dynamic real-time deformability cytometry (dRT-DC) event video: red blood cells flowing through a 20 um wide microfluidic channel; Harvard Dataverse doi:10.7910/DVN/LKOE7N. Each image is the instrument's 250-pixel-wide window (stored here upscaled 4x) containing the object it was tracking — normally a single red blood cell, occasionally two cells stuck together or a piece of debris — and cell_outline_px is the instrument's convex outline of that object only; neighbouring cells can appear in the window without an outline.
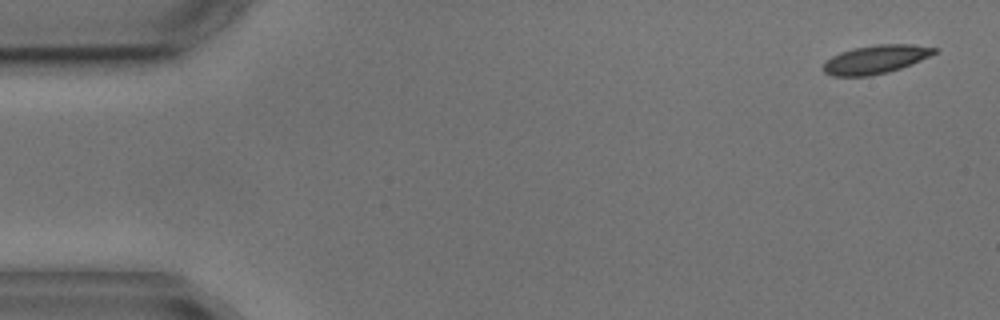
{"species": "common noctule bat (a hibernating species)", "species_latin": "Nyctalus noctula", "temperature_condition": "cold", "stored_images_in_passage": 8, "camera_frame_rate_fps": 3000, "um_per_image_px": 0.085, "animal": {"sex": "male", "body_mass_g": 17.9, "forearm_length_mm": 54.2}, "frame": {"image": 1, "passage_image": 1, "time_ms": 0.0, "image_size_px": [1000, 320], "cell_outline_px": [[940, 48], [936, 52], [912, 64], [888, 72], [868, 76], [832, 76], [824, 72], [824, 64], [832, 56], [840, 52], [852, 48], [876, 44], [912, 44]], "centroid_in_image_um": [74.44, 5.04], "position_along_channel_um": 10.6, "area_um2": 18.38}}
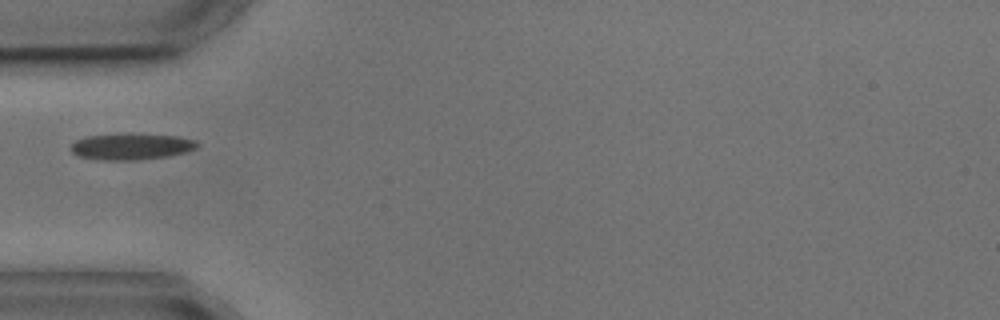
{"frame": {"image": 2, "passage_image": 5, "time_ms": 5.0, "image_size_px": [1000, 320], "cell_outline_px": [[200, 144], [196, 148], [188, 152], [168, 156], [140, 160], [100, 160], [80, 156], [72, 152], [68, 148], [76, 140], [88, 136], [120, 132], [132, 132], [180, 136], [196, 140]], "centroid_in_image_um": [11.19, 12.42], "position_along_channel_um": 73.8, "area_um2": 20.17}}
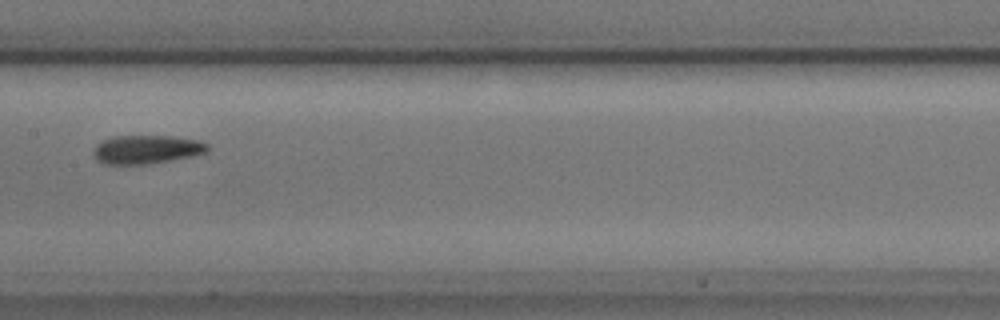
{"frame": {"image": 3, "passage_image": 8, "time_ms": 8.333, "image_size_px": [1000, 320], "cell_outline_px": [[208, 152], [192, 156], [172, 160], [144, 164], [104, 164], [96, 160], [92, 156], [92, 152], [96, 144], [104, 140], [116, 136], [172, 136], [200, 140], [208, 144]], "centroid_in_image_um": [12.45, 12.7], "position_along_channel_um": 195.0, "area_um2": 19.13}}